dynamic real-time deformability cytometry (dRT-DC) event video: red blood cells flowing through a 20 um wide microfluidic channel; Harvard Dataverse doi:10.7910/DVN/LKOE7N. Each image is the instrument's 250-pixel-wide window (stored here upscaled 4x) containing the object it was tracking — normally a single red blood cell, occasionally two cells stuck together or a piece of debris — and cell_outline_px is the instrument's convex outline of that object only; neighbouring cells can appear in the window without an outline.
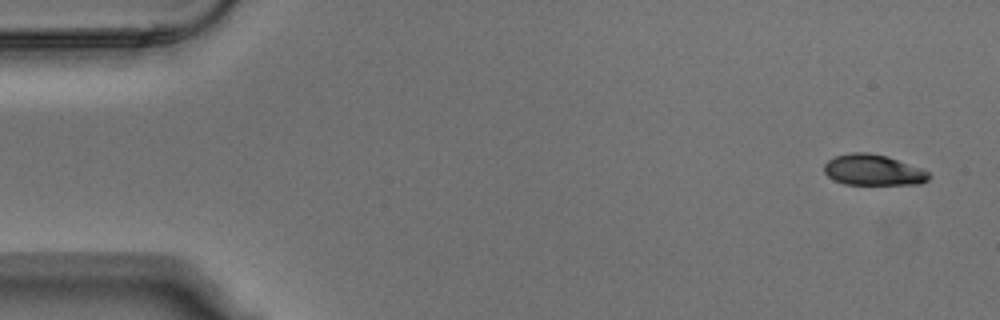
{"species": "Egyptian fruit bat (a non-hibernating species)", "species_latin": "Rousettus aegyptiacus", "temperature_condition": "warm", "stored_images_in_passage": 4, "camera_frame_rate_fps": 3000, "um_per_image_px": 0.085, "animal": {"sex": "male"}, "frame": {"image": 1, "passage_image": 1, "time_ms": 0.0, "image_size_px": [1000, 320], "cell_outline_px": [[928, 180], [920, 184], [844, 184], [832, 180], [824, 172], [824, 164], [828, 160], [836, 156], [852, 152], [868, 152], [888, 156], [920, 168], [928, 172]], "centroid_in_image_um": [74.18, 14.45], "position_along_channel_um": 10.8, "area_um2": 18.79}}
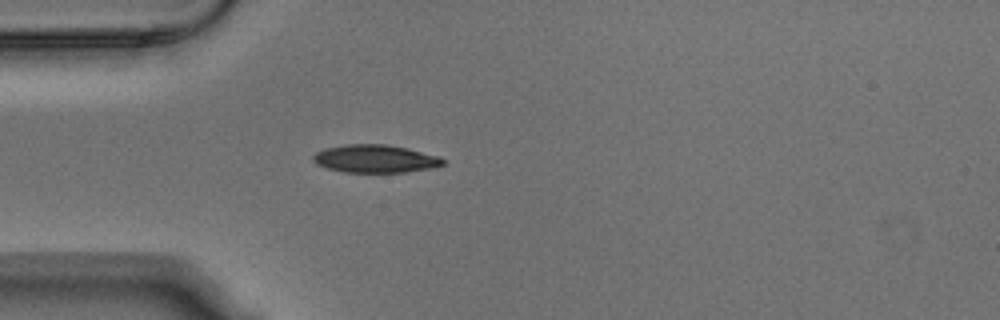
{"frame": {"image": 2, "passage_image": 4, "time_ms": 1.0, "image_size_px": [1000, 320], "cell_outline_px": [[444, 164], [432, 168], [404, 172], [344, 172], [328, 168], [316, 164], [312, 160], [312, 156], [316, 152], [324, 148], [344, 144], [388, 144], [408, 148], [440, 156], [444, 160]], "centroid_in_image_um": [31.88, 13.48], "position_along_channel_um": 53.1, "area_um2": 21.27}}